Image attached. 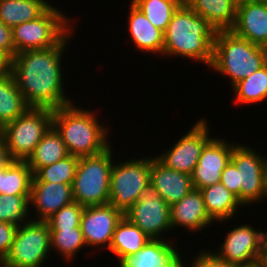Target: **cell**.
Instances as JSON below:
<instances>
[{
    "label": "cell",
    "mask_w": 267,
    "mask_h": 267,
    "mask_svg": "<svg viewBox=\"0 0 267 267\" xmlns=\"http://www.w3.org/2000/svg\"><path fill=\"white\" fill-rule=\"evenodd\" d=\"M152 156L134 158L112 165L109 204L123 214L150 186Z\"/></svg>",
    "instance_id": "cell-8"
},
{
    "label": "cell",
    "mask_w": 267,
    "mask_h": 267,
    "mask_svg": "<svg viewBox=\"0 0 267 267\" xmlns=\"http://www.w3.org/2000/svg\"><path fill=\"white\" fill-rule=\"evenodd\" d=\"M196 14L218 31L232 30L236 21L237 0H183Z\"/></svg>",
    "instance_id": "cell-22"
},
{
    "label": "cell",
    "mask_w": 267,
    "mask_h": 267,
    "mask_svg": "<svg viewBox=\"0 0 267 267\" xmlns=\"http://www.w3.org/2000/svg\"><path fill=\"white\" fill-rule=\"evenodd\" d=\"M224 138H212L204 147L198 164L191 175L194 189L220 183L222 171L231 160L233 147Z\"/></svg>",
    "instance_id": "cell-15"
},
{
    "label": "cell",
    "mask_w": 267,
    "mask_h": 267,
    "mask_svg": "<svg viewBox=\"0 0 267 267\" xmlns=\"http://www.w3.org/2000/svg\"><path fill=\"white\" fill-rule=\"evenodd\" d=\"M192 260L189 267H239L220 260L210 250H204L203 248L200 252L198 251V255L194 256Z\"/></svg>",
    "instance_id": "cell-36"
},
{
    "label": "cell",
    "mask_w": 267,
    "mask_h": 267,
    "mask_svg": "<svg viewBox=\"0 0 267 267\" xmlns=\"http://www.w3.org/2000/svg\"><path fill=\"white\" fill-rule=\"evenodd\" d=\"M98 119L95 111L84 110L71 103L53 109L52 126L61 136L69 154L77 157L93 156L111 146L109 126H104Z\"/></svg>",
    "instance_id": "cell-3"
},
{
    "label": "cell",
    "mask_w": 267,
    "mask_h": 267,
    "mask_svg": "<svg viewBox=\"0 0 267 267\" xmlns=\"http://www.w3.org/2000/svg\"><path fill=\"white\" fill-rule=\"evenodd\" d=\"M236 104H254L267 99V63L232 88Z\"/></svg>",
    "instance_id": "cell-29"
},
{
    "label": "cell",
    "mask_w": 267,
    "mask_h": 267,
    "mask_svg": "<svg viewBox=\"0 0 267 267\" xmlns=\"http://www.w3.org/2000/svg\"><path fill=\"white\" fill-rule=\"evenodd\" d=\"M33 172L26 161L13 160L0 171V194L30 195Z\"/></svg>",
    "instance_id": "cell-28"
},
{
    "label": "cell",
    "mask_w": 267,
    "mask_h": 267,
    "mask_svg": "<svg viewBox=\"0 0 267 267\" xmlns=\"http://www.w3.org/2000/svg\"><path fill=\"white\" fill-rule=\"evenodd\" d=\"M259 264L262 267H267V238L264 239V242L262 245V252H261V258H260Z\"/></svg>",
    "instance_id": "cell-41"
},
{
    "label": "cell",
    "mask_w": 267,
    "mask_h": 267,
    "mask_svg": "<svg viewBox=\"0 0 267 267\" xmlns=\"http://www.w3.org/2000/svg\"><path fill=\"white\" fill-rule=\"evenodd\" d=\"M267 63V48L251 43L232 30L216 32L210 68L227 76L233 87Z\"/></svg>",
    "instance_id": "cell-4"
},
{
    "label": "cell",
    "mask_w": 267,
    "mask_h": 267,
    "mask_svg": "<svg viewBox=\"0 0 267 267\" xmlns=\"http://www.w3.org/2000/svg\"><path fill=\"white\" fill-rule=\"evenodd\" d=\"M163 35L162 56H180L211 66L216 30L184 2L173 14Z\"/></svg>",
    "instance_id": "cell-2"
},
{
    "label": "cell",
    "mask_w": 267,
    "mask_h": 267,
    "mask_svg": "<svg viewBox=\"0 0 267 267\" xmlns=\"http://www.w3.org/2000/svg\"><path fill=\"white\" fill-rule=\"evenodd\" d=\"M146 18L163 33L183 0H131Z\"/></svg>",
    "instance_id": "cell-30"
},
{
    "label": "cell",
    "mask_w": 267,
    "mask_h": 267,
    "mask_svg": "<svg viewBox=\"0 0 267 267\" xmlns=\"http://www.w3.org/2000/svg\"><path fill=\"white\" fill-rule=\"evenodd\" d=\"M17 229L18 225L0 221V263L8 255Z\"/></svg>",
    "instance_id": "cell-35"
},
{
    "label": "cell",
    "mask_w": 267,
    "mask_h": 267,
    "mask_svg": "<svg viewBox=\"0 0 267 267\" xmlns=\"http://www.w3.org/2000/svg\"><path fill=\"white\" fill-rule=\"evenodd\" d=\"M12 161L13 159L8 152L4 140L0 138V171L6 168Z\"/></svg>",
    "instance_id": "cell-39"
},
{
    "label": "cell",
    "mask_w": 267,
    "mask_h": 267,
    "mask_svg": "<svg viewBox=\"0 0 267 267\" xmlns=\"http://www.w3.org/2000/svg\"><path fill=\"white\" fill-rule=\"evenodd\" d=\"M68 155L69 152L61 136L51 126L26 162L34 174L39 168L54 164Z\"/></svg>",
    "instance_id": "cell-26"
},
{
    "label": "cell",
    "mask_w": 267,
    "mask_h": 267,
    "mask_svg": "<svg viewBox=\"0 0 267 267\" xmlns=\"http://www.w3.org/2000/svg\"><path fill=\"white\" fill-rule=\"evenodd\" d=\"M150 186L171 206L191 192V175L167 168L156 157L151 159Z\"/></svg>",
    "instance_id": "cell-18"
},
{
    "label": "cell",
    "mask_w": 267,
    "mask_h": 267,
    "mask_svg": "<svg viewBox=\"0 0 267 267\" xmlns=\"http://www.w3.org/2000/svg\"><path fill=\"white\" fill-rule=\"evenodd\" d=\"M265 183H266V191H267V155L265 156Z\"/></svg>",
    "instance_id": "cell-42"
},
{
    "label": "cell",
    "mask_w": 267,
    "mask_h": 267,
    "mask_svg": "<svg viewBox=\"0 0 267 267\" xmlns=\"http://www.w3.org/2000/svg\"><path fill=\"white\" fill-rule=\"evenodd\" d=\"M124 214L111 204L86 206L80 228L86 246L109 249L117 223Z\"/></svg>",
    "instance_id": "cell-14"
},
{
    "label": "cell",
    "mask_w": 267,
    "mask_h": 267,
    "mask_svg": "<svg viewBox=\"0 0 267 267\" xmlns=\"http://www.w3.org/2000/svg\"><path fill=\"white\" fill-rule=\"evenodd\" d=\"M226 234L223 243L218 246L219 250L211 251L217 258L239 267L259 263L266 231L254 229L248 222L235 226Z\"/></svg>",
    "instance_id": "cell-12"
},
{
    "label": "cell",
    "mask_w": 267,
    "mask_h": 267,
    "mask_svg": "<svg viewBox=\"0 0 267 267\" xmlns=\"http://www.w3.org/2000/svg\"><path fill=\"white\" fill-rule=\"evenodd\" d=\"M150 239L139 227L123 216L116 225L109 252L119 258L120 265L128 257L140 251Z\"/></svg>",
    "instance_id": "cell-24"
},
{
    "label": "cell",
    "mask_w": 267,
    "mask_h": 267,
    "mask_svg": "<svg viewBox=\"0 0 267 267\" xmlns=\"http://www.w3.org/2000/svg\"><path fill=\"white\" fill-rule=\"evenodd\" d=\"M3 128H4V126H3L2 123L0 122V138L3 137Z\"/></svg>",
    "instance_id": "cell-43"
},
{
    "label": "cell",
    "mask_w": 267,
    "mask_h": 267,
    "mask_svg": "<svg viewBox=\"0 0 267 267\" xmlns=\"http://www.w3.org/2000/svg\"><path fill=\"white\" fill-rule=\"evenodd\" d=\"M231 193H233L239 200V178L238 170L230 161L225 169L222 171L220 181Z\"/></svg>",
    "instance_id": "cell-38"
},
{
    "label": "cell",
    "mask_w": 267,
    "mask_h": 267,
    "mask_svg": "<svg viewBox=\"0 0 267 267\" xmlns=\"http://www.w3.org/2000/svg\"><path fill=\"white\" fill-rule=\"evenodd\" d=\"M171 226L184 227L190 232L203 231L214 222L205 207L203 195L200 190L193 189L180 201L170 206Z\"/></svg>",
    "instance_id": "cell-20"
},
{
    "label": "cell",
    "mask_w": 267,
    "mask_h": 267,
    "mask_svg": "<svg viewBox=\"0 0 267 267\" xmlns=\"http://www.w3.org/2000/svg\"><path fill=\"white\" fill-rule=\"evenodd\" d=\"M30 106L21 95L17 83L9 70L0 76V122L6 125L24 114Z\"/></svg>",
    "instance_id": "cell-27"
},
{
    "label": "cell",
    "mask_w": 267,
    "mask_h": 267,
    "mask_svg": "<svg viewBox=\"0 0 267 267\" xmlns=\"http://www.w3.org/2000/svg\"><path fill=\"white\" fill-rule=\"evenodd\" d=\"M232 31L253 44L267 48V0L239 1Z\"/></svg>",
    "instance_id": "cell-16"
},
{
    "label": "cell",
    "mask_w": 267,
    "mask_h": 267,
    "mask_svg": "<svg viewBox=\"0 0 267 267\" xmlns=\"http://www.w3.org/2000/svg\"><path fill=\"white\" fill-rule=\"evenodd\" d=\"M207 214L218 223H227L240 212L237 209L243 207L237 197L231 193L221 182L200 189ZM238 212V213H237Z\"/></svg>",
    "instance_id": "cell-23"
},
{
    "label": "cell",
    "mask_w": 267,
    "mask_h": 267,
    "mask_svg": "<svg viewBox=\"0 0 267 267\" xmlns=\"http://www.w3.org/2000/svg\"><path fill=\"white\" fill-rule=\"evenodd\" d=\"M9 68L10 62L2 54H0V76L7 73L9 71Z\"/></svg>",
    "instance_id": "cell-40"
},
{
    "label": "cell",
    "mask_w": 267,
    "mask_h": 267,
    "mask_svg": "<svg viewBox=\"0 0 267 267\" xmlns=\"http://www.w3.org/2000/svg\"><path fill=\"white\" fill-rule=\"evenodd\" d=\"M51 250H57L65 261H71L77 252L87 247L81 228L50 229Z\"/></svg>",
    "instance_id": "cell-32"
},
{
    "label": "cell",
    "mask_w": 267,
    "mask_h": 267,
    "mask_svg": "<svg viewBox=\"0 0 267 267\" xmlns=\"http://www.w3.org/2000/svg\"><path fill=\"white\" fill-rule=\"evenodd\" d=\"M53 109L30 107L3 128V137L13 160L26 161L52 126Z\"/></svg>",
    "instance_id": "cell-7"
},
{
    "label": "cell",
    "mask_w": 267,
    "mask_h": 267,
    "mask_svg": "<svg viewBox=\"0 0 267 267\" xmlns=\"http://www.w3.org/2000/svg\"><path fill=\"white\" fill-rule=\"evenodd\" d=\"M79 157L69 154L49 166L39 168L32 182L73 184Z\"/></svg>",
    "instance_id": "cell-31"
},
{
    "label": "cell",
    "mask_w": 267,
    "mask_h": 267,
    "mask_svg": "<svg viewBox=\"0 0 267 267\" xmlns=\"http://www.w3.org/2000/svg\"><path fill=\"white\" fill-rule=\"evenodd\" d=\"M248 267H262L259 263L252 265V266H248Z\"/></svg>",
    "instance_id": "cell-44"
},
{
    "label": "cell",
    "mask_w": 267,
    "mask_h": 267,
    "mask_svg": "<svg viewBox=\"0 0 267 267\" xmlns=\"http://www.w3.org/2000/svg\"><path fill=\"white\" fill-rule=\"evenodd\" d=\"M73 34L74 30L58 46L23 51L10 61L9 70L30 107L57 109L74 102L64 94L61 67L63 51Z\"/></svg>",
    "instance_id": "cell-1"
},
{
    "label": "cell",
    "mask_w": 267,
    "mask_h": 267,
    "mask_svg": "<svg viewBox=\"0 0 267 267\" xmlns=\"http://www.w3.org/2000/svg\"><path fill=\"white\" fill-rule=\"evenodd\" d=\"M150 239L135 255L118 267H184L182 253L169 239Z\"/></svg>",
    "instance_id": "cell-19"
},
{
    "label": "cell",
    "mask_w": 267,
    "mask_h": 267,
    "mask_svg": "<svg viewBox=\"0 0 267 267\" xmlns=\"http://www.w3.org/2000/svg\"><path fill=\"white\" fill-rule=\"evenodd\" d=\"M30 195L0 194V221L21 225L29 221Z\"/></svg>",
    "instance_id": "cell-33"
},
{
    "label": "cell",
    "mask_w": 267,
    "mask_h": 267,
    "mask_svg": "<svg viewBox=\"0 0 267 267\" xmlns=\"http://www.w3.org/2000/svg\"><path fill=\"white\" fill-rule=\"evenodd\" d=\"M112 145L102 153L79 157L72 184L74 202L86 207L109 204Z\"/></svg>",
    "instance_id": "cell-5"
},
{
    "label": "cell",
    "mask_w": 267,
    "mask_h": 267,
    "mask_svg": "<svg viewBox=\"0 0 267 267\" xmlns=\"http://www.w3.org/2000/svg\"><path fill=\"white\" fill-rule=\"evenodd\" d=\"M30 205L36 211L31 220L46 221L66 205L74 202L72 185L50 182H32Z\"/></svg>",
    "instance_id": "cell-17"
},
{
    "label": "cell",
    "mask_w": 267,
    "mask_h": 267,
    "mask_svg": "<svg viewBox=\"0 0 267 267\" xmlns=\"http://www.w3.org/2000/svg\"><path fill=\"white\" fill-rule=\"evenodd\" d=\"M251 147L237 142L230 160L238 170L239 202L243 206L267 200L265 154H260Z\"/></svg>",
    "instance_id": "cell-10"
},
{
    "label": "cell",
    "mask_w": 267,
    "mask_h": 267,
    "mask_svg": "<svg viewBox=\"0 0 267 267\" xmlns=\"http://www.w3.org/2000/svg\"><path fill=\"white\" fill-rule=\"evenodd\" d=\"M71 20L51 4L37 19L13 27L15 54L58 46L74 30Z\"/></svg>",
    "instance_id": "cell-6"
},
{
    "label": "cell",
    "mask_w": 267,
    "mask_h": 267,
    "mask_svg": "<svg viewBox=\"0 0 267 267\" xmlns=\"http://www.w3.org/2000/svg\"><path fill=\"white\" fill-rule=\"evenodd\" d=\"M46 221L29 220L18 226L11 249L0 267H41L51 255Z\"/></svg>",
    "instance_id": "cell-9"
},
{
    "label": "cell",
    "mask_w": 267,
    "mask_h": 267,
    "mask_svg": "<svg viewBox=\"0 0 267 267\" xmlns=\"http://www.w3.org/2000/svg\"><path fill=\"white\" fill-rule=\"evenodd\" d=\"M128 14V33L131 42L137 51L144 53H163L164 35L161 30L156 28L132 2L129 5Z\"/></svg>",
    "instance_id": "cell-21"
},
{
    "label": "cell",
    "mask_w": 267,
    "mask_h": 267,
    "mask_svg": "<svg viewBox=\"0 0 267 267\" xmlns=\"http://www.w3.org/2000/svg\"><path fill=\"white\" fill-rule=\"evenodd\" d=\"M0 54L9 62L15 55V48L12 40V28L0 21Z\"/></svg>",
    "instance_id": "cell-37"
},
{
    "label": "cell",
    "mask_w": 267,
    "mask_h": 267,
    "mask_svg": "<svg viewBox=\"0 0 267 267\" xmlns=\"http://www.w3.org/2000/svg\"><path fill=\"white\" fill-rule=\"evenodd\" d=\"M208 125L206 118L199 119L173 146L155 157L167 168L192 175L205 145L214 137L209 135Z\"/></svg>",
    "instance_id": "cell-11"
},
{
    "label": "cell",
    "mask_w": 267,
    "mask_h": 267,
    "mask_svg": "<svg viewBox=\"0 0 267 267\" xmlns=\"http://www.w3.org/2000/svg\"><path fill=\"white\" fill-rule=\"evenodd\" d=\"M49 0H0V21L13 28L40 17L51 5Z\"/></svg>",
    "instance_id": "cell-25"
},
{
    "label": "cell",
    "mask_w": 267,
    "mask_h": 267,
    "mask_svg": "<svg viewBox=\"0 0 267 267\" xmlns=\"http://www.w3.org/2000/svg\"><path fill=\"white\" fill-rule=\"evenodd\" d=\"M124 216L151 239L164 240V234L167 235V231L174 230L171 226L170 206L151 186Z\"/></svg>",
    "instance_id": "cell-13"
},
{
    "label": "cell",
    "mask_w": 267,
    "mask_h": 267,
    "mask_svg": "<svg viewBox=\"0 0 267 267\" xmlns=\"http://www.w3.org/2000/svg\"><path fill=\"white\" fill-rule=\"evenodd\" d=\"M84 206L73 202L64 206L46 220L50 229H67L80 227Z\"/></svg>",
    "instance_id": "cell-34"
}]
</instances>
